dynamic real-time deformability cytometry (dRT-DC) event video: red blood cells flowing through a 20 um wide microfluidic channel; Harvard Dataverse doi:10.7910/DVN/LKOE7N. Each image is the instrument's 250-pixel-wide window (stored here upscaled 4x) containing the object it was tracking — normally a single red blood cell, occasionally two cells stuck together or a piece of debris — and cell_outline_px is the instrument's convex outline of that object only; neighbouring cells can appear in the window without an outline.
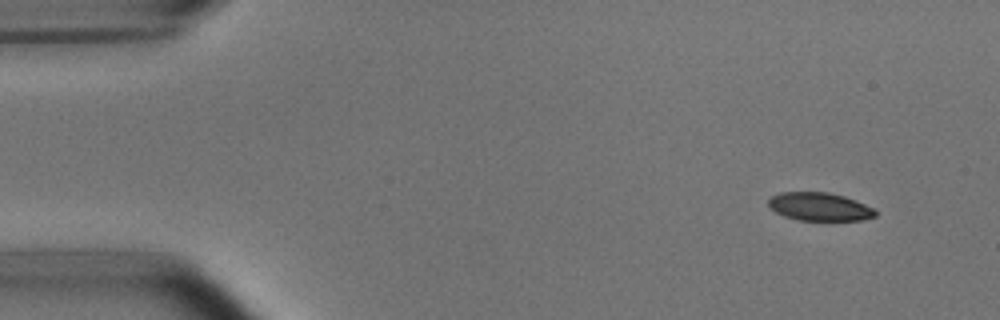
{"species": "common noctule bat (a hibernating species)", "species_latin": "Nyctalus noctula", "temperature_condition": "room temperature", "stored_images_in_passage": 5, "camera_frame_rate_fps": 3000, "um_per_image_px": 0.085, "animal": {"sex": "male", "body_mass_g": 15.6}, "frame": {"image": 1, "passage_image": 1, "time_ms": 0.0, "image_size_px": [1000, 320], "cell_outline_px": [[876, 216], [864, 220], [800, 220], [784, 216], [776, 212], [768, 204], [768, 200], [772, 196], [780, 192], [828, 192], [844, 196], [856, 200], [876, 208]], "centroid_in_image_um": [69.71, 17.56], "position_along_channel_um": 15.3, "area_um2": 17.63}}
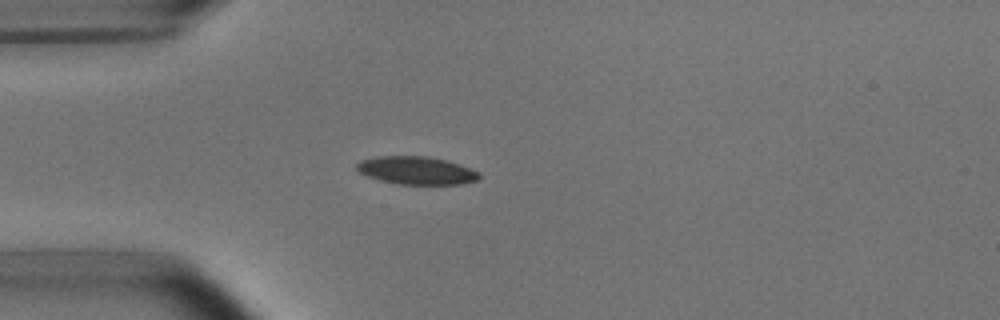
{"frame": {"image": 2, "passage_image": 4, "time_ms": 3.333, "image_size_px": [1000, 320], "cell_outline_px": [[480, 176], [476, 180], [460, 184], [396, 184], [380, 180], [368, 176], [360, 172], [356, 168], [356, 164], [360, 160], [376, 156], [428, 156], [448, 160], [472, 168], [480, 172]], "centroid_in_image_um": [35.41, 14.48], "position_along_channel_um": 49.6, "area_um2": 20.06}}